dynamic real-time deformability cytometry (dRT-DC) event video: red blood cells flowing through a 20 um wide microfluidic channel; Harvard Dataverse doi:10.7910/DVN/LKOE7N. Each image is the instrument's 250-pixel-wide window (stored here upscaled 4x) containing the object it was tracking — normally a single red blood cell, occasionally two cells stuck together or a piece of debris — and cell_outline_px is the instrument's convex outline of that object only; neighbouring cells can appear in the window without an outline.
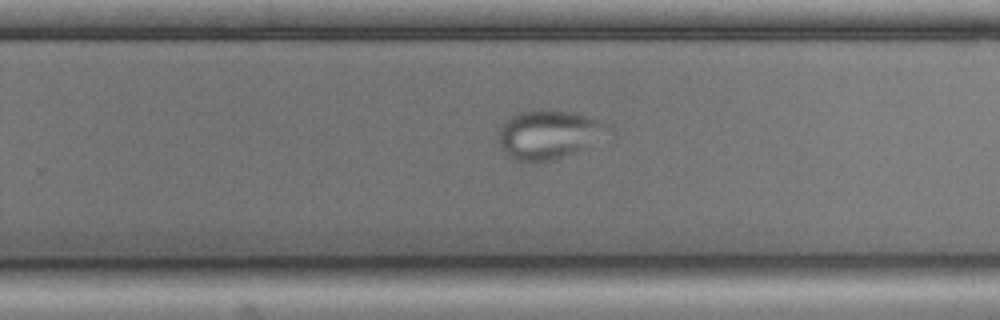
{"species": "common noctule bat (a hibernating species)", "species_latin": "Nyctalus noctula", "temperature_condition": "cold", "stored_images_in_passage": 50, "camera_frame_rate_fps": 3000, "um_per_image_px": 0.085, "animal": {"sex": "male", "body_mass_g": 17.9, "forearm_length_mm": 54.2}, "frame": {"image": 1, "passage_image": 29, "time_ms": 9.333, "image_size_px": [1000, 320], "cell_outline_px": [[616, 132], [572, 152], [552, 160], [536, 164], [512, 160], [500, 148], [500, 128], [504, 120], [520, 112], [536, 108], [540, 108], [576, 112], [588, 116], [608, 124]], "centroid_in_image_um": [46.65, 11.42], "position_along_channel_um": 283.2, "area_um2": 31.79}}
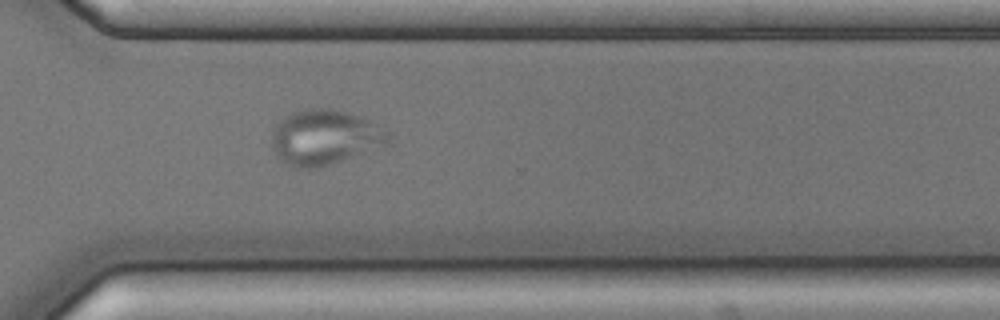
{"frame": {"image": 2, "passage_image": 34, "time_ms": 11.0, "image_size_px": [1000, 320], "cell_outline_px": [[392, 136], [388, 140], [340, 160], [316, 168], [292, 168], [284, 164], [280, 160], [272, 148], [272, 132], [276, 124], [284, 116], [304, 108], [332, 108], [348, 112], [368, 120], [388, 132]], "centroid_in_image_um": [27.46, 11.64], "position_along_channel_um": 343.1, "area_um2": 36.53}}